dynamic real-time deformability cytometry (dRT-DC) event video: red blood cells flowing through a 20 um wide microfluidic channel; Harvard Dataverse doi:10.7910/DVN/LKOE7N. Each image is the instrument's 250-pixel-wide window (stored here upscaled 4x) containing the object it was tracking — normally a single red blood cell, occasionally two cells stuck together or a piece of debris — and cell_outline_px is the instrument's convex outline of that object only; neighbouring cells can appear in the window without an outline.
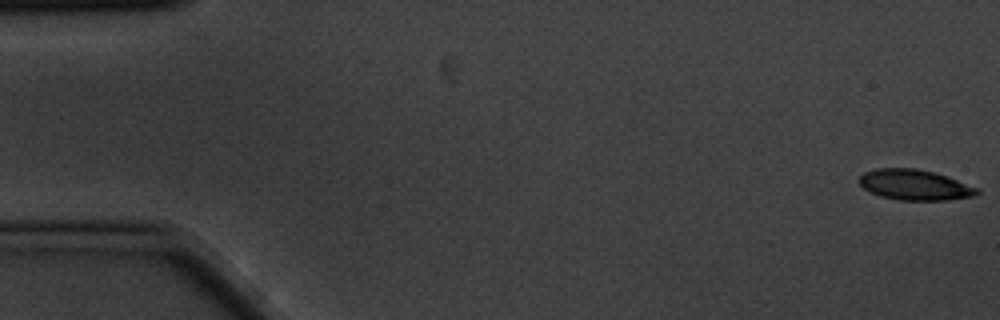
{"species": "common noctule bat (a hibernating species)", "species_latin": "Nyctalus noctula", "temperature_condition": "cold", "stored_images_in_passage": 5, "camera_frame_rate_fps": 3000, "um_per_image_px": 0.085, "animal": {"sex": "male", "body_mass_g": 20.1, "forearm_length_mm": 53.5}, "frame": {"image": 1, "passage_image": 1, "time_ms": 0.0, "image_size_px": [1000, 320], "cell_outline_px": [[980, 192], [976, 196], [944, 200], [900, 200], [880, 196], [864, 188], [860, 184], [860, 176], [864, 172], [876, 168], [916, 168], [932, 172], [980, 188]], "centroid_in_image_um": [77.76, 15.72], "position_along_channel_um": 7.2, "area_um2": 20.75}}